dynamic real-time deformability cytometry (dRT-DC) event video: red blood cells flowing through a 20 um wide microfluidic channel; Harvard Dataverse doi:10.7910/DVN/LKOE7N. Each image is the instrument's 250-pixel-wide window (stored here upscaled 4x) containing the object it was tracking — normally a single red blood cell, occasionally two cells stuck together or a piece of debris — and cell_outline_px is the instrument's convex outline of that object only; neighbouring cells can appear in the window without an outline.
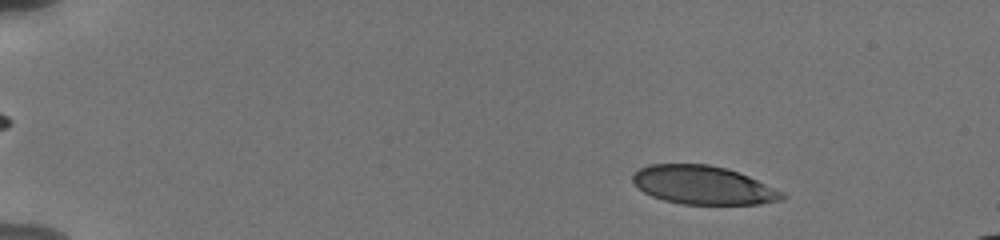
{"species": "human", "species_latin": "Homo sapiens", "temperature_condition": "cold", "stored_images_in_passage": 6, "camera_frame_rate_fps": 3000, "um_per_image_px": 0.085, "donor": {"sex": "male"}, "frame": {"image": 1, "passage_image": 2, "time_ms": 0.667, "image_size_px": [1000, 240], "cell_outline_px": [[788, 196], [784, 200], [760, 204], [684, 204], [664, 200], [652, 196], [636, 188], [632, 180], [632, 172], [648, 164], [708, 164], [728, 168], [740, 172], [784, 192]], "centroid_in_image_um": [59.77, 15.73], "position_along_channel_um": 25.2, "area_um2": 33.93}}
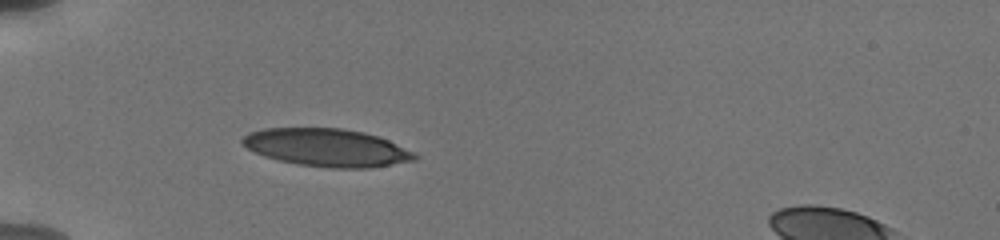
{"frame": {"image": 2, "passage_image": 6, "time_ms": 4.0, "image_size_px": [1000, 240], "cell_outline_px": [[420, 156], [416, 160], [368, 168], [328, 168], [300, 164], [280, 160], [264, 156], [248, 148], [240, 140], [248, 132], [264, 128], [340, 128], [364, 132], [388, 140], [416, 152]], "centroid_in_image_um": [27.81, 12.54], "position_along_channel_um": 57.2, "area_um2": 37.86}}